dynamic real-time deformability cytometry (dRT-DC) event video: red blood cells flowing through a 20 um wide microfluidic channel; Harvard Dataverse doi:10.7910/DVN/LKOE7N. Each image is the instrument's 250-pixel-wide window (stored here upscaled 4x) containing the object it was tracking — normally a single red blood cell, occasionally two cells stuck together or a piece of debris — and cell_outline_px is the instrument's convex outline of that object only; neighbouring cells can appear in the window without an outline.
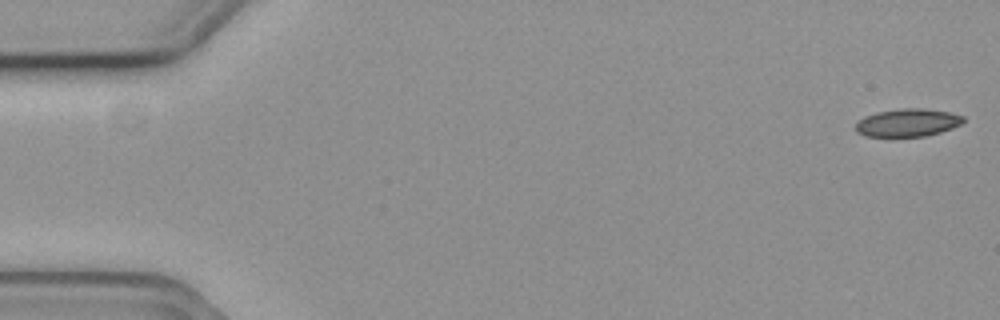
{"species": "common noctule bat (a hibernating species)", "species_latin": "Nyctalus noctula", "temperature_condition": "cold", "stored_images_in_passage": 51, "camera_frame_rate_fps": 3000, "um_per_image_px": 0.085, "animal": {"sex": "female", "body_mass_g": 19.3, "forearm_length_mm": 54.1}, "frame": {"image": 1, "passage_image": 1, "time_ms": 0.0, "image_size_px": [1000, 320], "cell_outline_px": [[964, 120], [960, 124], [952, 128], [940, 132], [924, 136], [892, 140], [864, 136], [856, 132], [856, 124], [864, 116], [876, 112], [904, 108], [920, 108], [948, 112], [964, 116]], "centroid_in_image_um": [77.07, 10.48], "position_along_channel_um": 7.9, "area_um2": 18.15}}
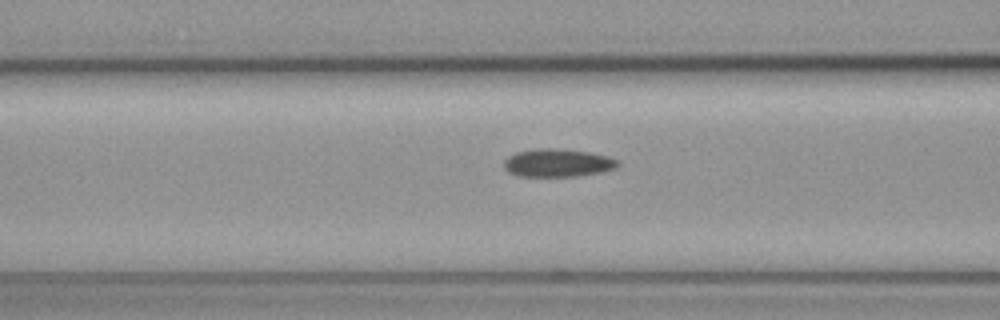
{"frame": {"image": 2, "passage_image": 22, "time_ms": 7.0, "image_size_px": [1000, 320], "cell_outline_px": [[620, 164], [616, 168], [600, 172], [576, 176], [516, 176], [508, 172], [504, 168], [504, 160], [508, 156], [516, 152], [540, 148], [556, 148], [588, 152], [608, 156], [620, 160]], "centroid_in_image_um": [47.4, 13.84], "position_along_channel_um": 119.2, "area_um2": 18.67}}
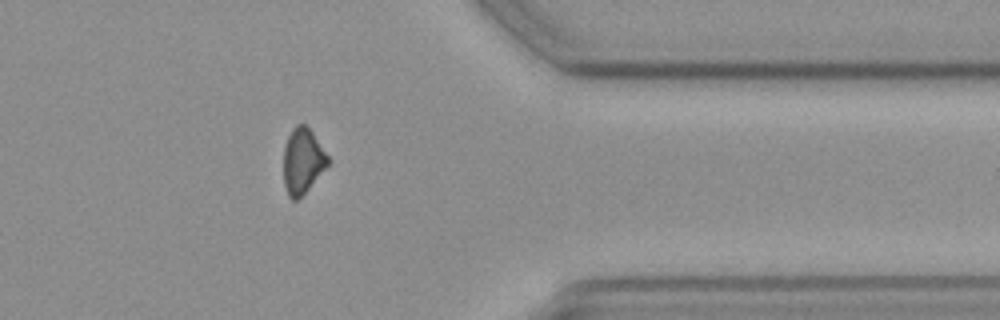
{"frame": {"image": 3, "passage_image": 45, "time_ms": 14.667, "image_size_px": [1000, 320], "cell_outline_px": [[332, 160], [308, 188], [296, 200], [292, 200], [288, 196], [284, 184], [284, 148], [288, 136], [292, 128], [296, 124], [304, 124], [312, 132]], "centroid_in_image_um": [25.73, 13.66], "position_along_channel_um": 385.7, "area_um2": 16.76}}